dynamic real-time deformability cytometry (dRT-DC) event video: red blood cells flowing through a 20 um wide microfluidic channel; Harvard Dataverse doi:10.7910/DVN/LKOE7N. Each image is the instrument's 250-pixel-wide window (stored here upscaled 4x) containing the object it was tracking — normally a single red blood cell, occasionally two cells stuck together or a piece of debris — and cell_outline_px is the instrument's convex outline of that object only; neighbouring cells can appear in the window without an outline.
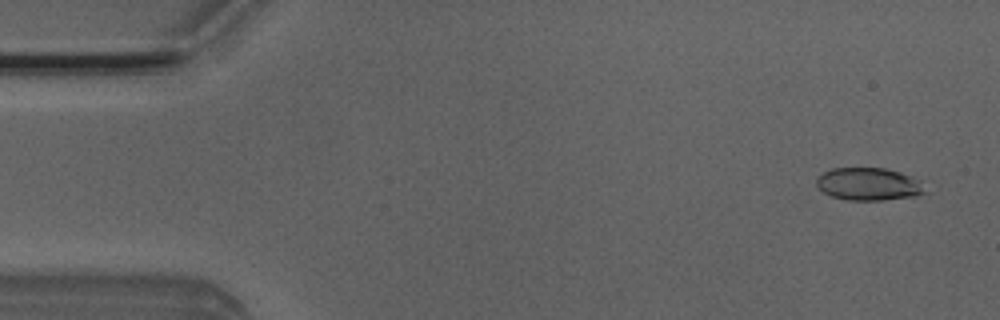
{"species": "Egyptian fruit bat (a non-hibernating species)", "species_latin": "Rousettus aegyptiacus", "temperature_condition": "room temperature", "stored_images_in_passage": 51, "camera_frame_rate_fps": 3000, "um_per_image_px": 0.085, "animal": {"sex": "male"}, "frame": {"image": 1, "passage_image": 3, "time_ms": 0.667, "image_size_px": [1000, 320], "cell_outline_px": [[932, 192], [916, 196], [884, 200], [844, 200], [832, 196], [816, 188], [816, 180], [824, 172], [832, 168], [884, 168], [900, 172], [912, 176], [920, 180]], "centroid_in_image_um": [73.91, 15.66], "position_along_channel_um": 11.1, "area_um2": 21.1}}
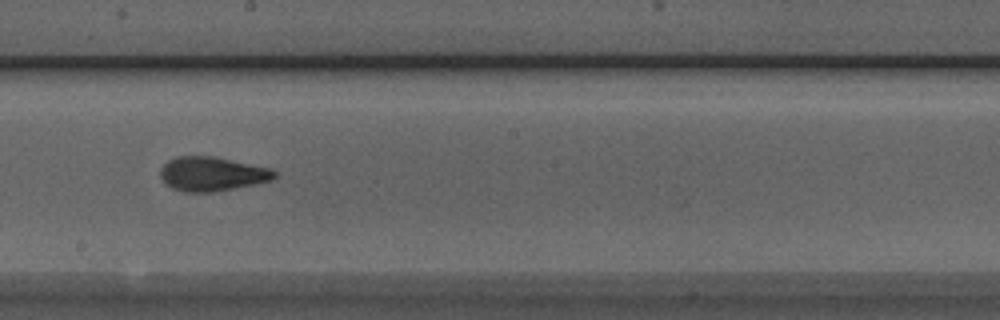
{"frame": {"image": 2, "passage_image": 28, "time_ms": 9.0, "image_size_px": [1000, 320], "cell_outline_px": [[276, 176], [272, 180], [212, 192], [184, 192], [172, 188], [160, 176], [160, 168], [168, 160], [176, 156], [212, 156], [272, 168], [276, 172]], "centroid_in_image_um": [18.01, 14.77], "position_along_channel_um": 230.2, "area_um2": 22.54}}
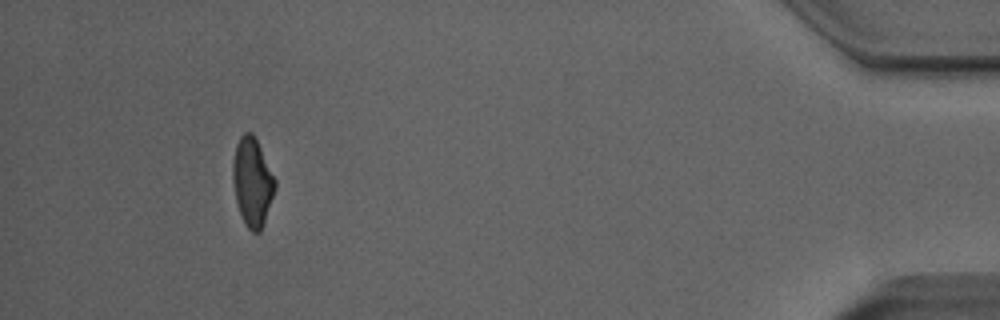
{"frame": {"image": 3, "passage_image": 47, "time_ms": 15.333, "image_size_px": [1000, 320], "cell_outline_px": [[276, 188], [264, 224], [260, 232], [252, 232], [244, 224], [236, 200], [232, 180], [232, 164], [236, 144], [240, 136], [244, 132], [252, 132], [276, 180]], "centroid_in_image_um": [21.44, 15.49], "position_along_channel_um": 413.8, "area_um2": 21.73}, "authors_computed_cell_mechanics": {"area_um2": 21.9062, "velocity_mm_per_s": 4.0184, "shape_relaxation_time_tau1_ms": 5.245, "shape_relaxation_time_tau2_ms": 1.514, "deformation_change_tau1": 0.1531, "deformation_change_tau2": 0.0786}}